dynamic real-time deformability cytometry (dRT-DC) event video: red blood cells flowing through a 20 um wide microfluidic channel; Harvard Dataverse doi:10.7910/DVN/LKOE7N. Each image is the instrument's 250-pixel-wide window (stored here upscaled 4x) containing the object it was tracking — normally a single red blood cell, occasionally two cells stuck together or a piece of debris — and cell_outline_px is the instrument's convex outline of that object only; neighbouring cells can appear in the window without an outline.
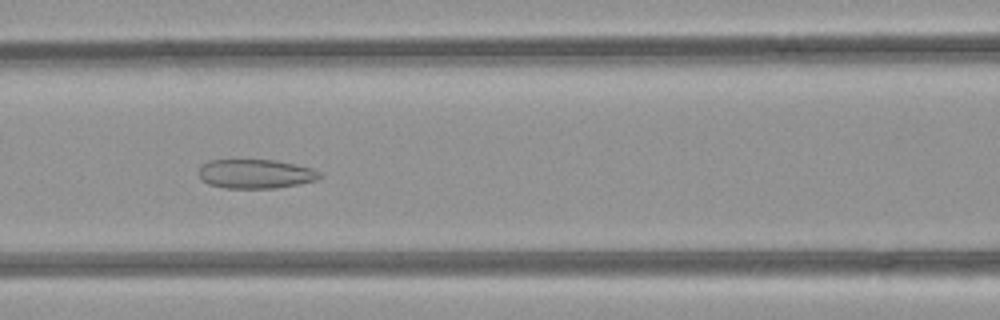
{"species": "common noctule bat (a hibernating species)", "species_latin": "Nyctalus noctula", "temperature_condition": "room temperature", "stored_images_in_passage": 39, "camera_frame_rate_fps": 3000, "um_per_image_px": 0.085, "animal": {"sex": "female", "body_mass_g": 21.9}, "frame": {"image": 1, "passage_image": 10, "time_ms": 3.0, "image_size_px": [1000, 320], "cell_outline_px": [[324, 176], [316, 180], [276, 188], [224, 188], [208, 184], [200, 180], [200, 168], [208, 160], [276, 160], [312, 168], [320, 172]], "centroid_in_image_um": [21.73, 14.78], "position_along_channel_um": 144.9, "area_um2": 20.52}}
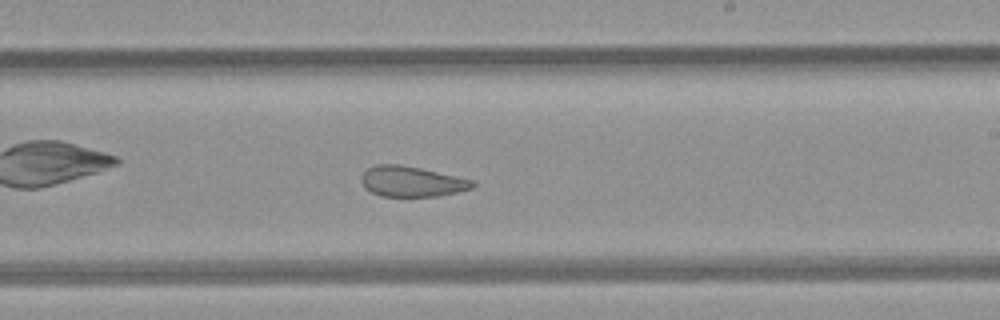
{"frame": {"image": 2, "passage_image": 18, "time_ms": 5.667, "image_size_px": [1000, 320], "cell_outline_px": [[476, 184], [472, 188], [440, 196], [380, 196], [364, 188], [360, 180], [364, 172], [368, 168], [376, 164], [400, 164], [420, 168], [476, 180]], "centroid_in_image_um": [35.0, 15.42], "position_along_channel_um": 254.0, "area_um2": 19.83}}
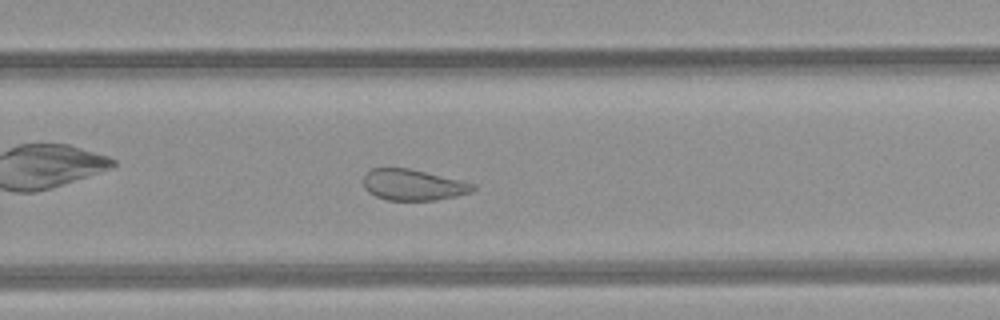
{"frame": {"image": 3, "passage_image": 21, "time_ms": 6.667, "image_size_px": [1000, 320], "cell_outline_px": [[476, 188], [472, 192], [456, 196], [436, 200], [384, 200], [368, 192], [364, 188], [364, 172], [372, 168], [408, 168], [476, 184]], "centroid_in_image_um": [35.09, 15.72], "position_along_channel_um": 294.7, "area_um2": 19.83}, "authors_computed_cell_mechanics": {"area_um2": 22.8888, "velocity_mm_per_s": 4.0993, "shape_relaxation_time_tau1_ms": null, "shape_relaxation_time_tau2_ms": 2.3789, "deformation_change_tau1": null, "deformation_change_tau2": 0.1041}}